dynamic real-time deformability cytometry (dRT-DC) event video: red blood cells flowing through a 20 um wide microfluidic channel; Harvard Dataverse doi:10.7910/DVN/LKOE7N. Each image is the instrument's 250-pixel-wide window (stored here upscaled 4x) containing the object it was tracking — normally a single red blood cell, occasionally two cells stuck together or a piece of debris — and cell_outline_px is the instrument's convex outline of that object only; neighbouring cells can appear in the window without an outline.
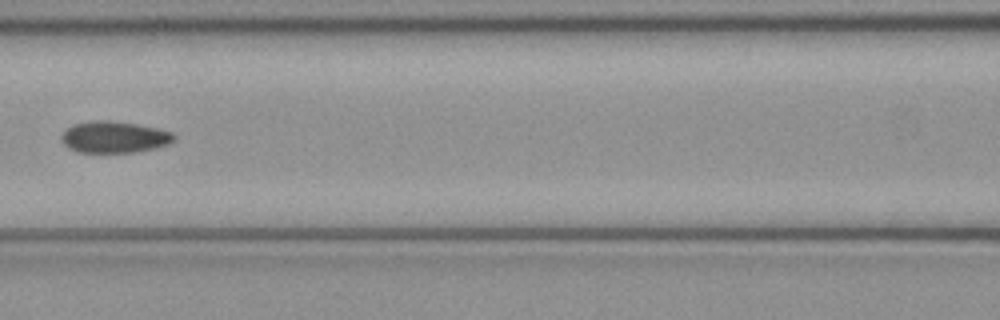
{"species": "common noctule bat (a hibernating species)", "species_latin": "Nyctalus noctula", "temperature_condition": "cold", "stored_images_in_passage": 8, "camera_frame_rate_fps": 3000, "um_per_image_px": 0.085, "animal": {"sex": "female", "body_mass_g": 21.9}, "frame": {"image": 1, "passage_image": 7, "time_ms": 2.0, "image_size_px": [1000, 320], "cell_outline_px": [[176, 140], [168, 144], [156, 148], [136, 152], [76, 152], [68, 148], [60, 140], [60, 136], [68, 128], [76, 124], [96, 120], [108, 120], [136, 124], [156, 128], [172, 132], [176, 136]], "centroid_in_image_um": [9.73, 11.66], "position_along_channel_um": 156.9, "area_um2": 20.69}}
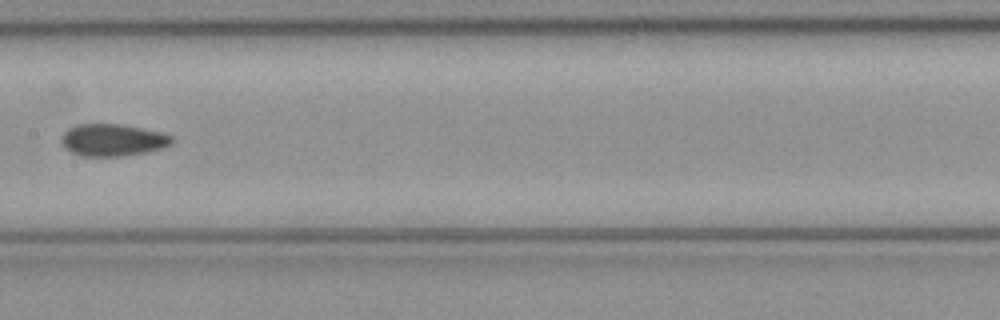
{"frame": {"image": 2, "passage_image": 8, "time_ms": 2.333, "image_size_px": [1000, 320], "cell_outline_px": [[176, 140], [172, 144], [164, 148], [124, 156], [80, 156], [64, 148], [60, 140], [60, 136], [68, 128], [76, 124], [120, 124], [164, 132], [172, 136]], "centroid_in_image_um": [9.59, 11.9], "position_along_channel_um": 197.8, "area_um2": 21.04}}